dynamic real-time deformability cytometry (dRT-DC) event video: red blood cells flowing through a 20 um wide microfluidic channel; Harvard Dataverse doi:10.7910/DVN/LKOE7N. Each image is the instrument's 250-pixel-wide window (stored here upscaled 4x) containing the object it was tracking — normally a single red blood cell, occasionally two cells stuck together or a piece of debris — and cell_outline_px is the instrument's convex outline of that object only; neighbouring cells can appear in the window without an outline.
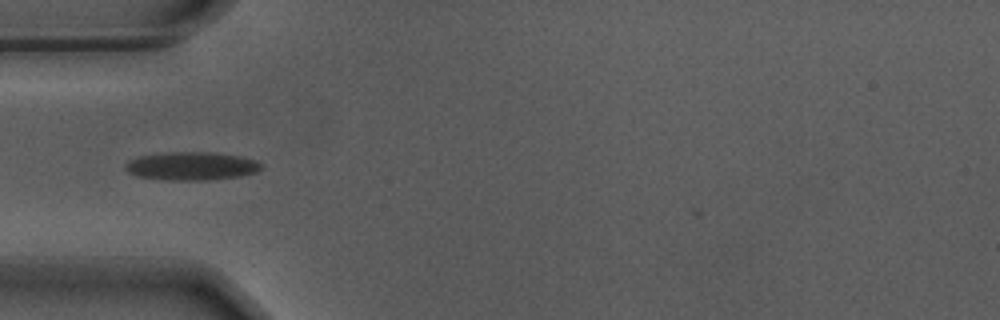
{"species": "Egyptian fruit bat (a non-hibernating species)", "species_latin": "Rousettus aegyptiacus", "temperature_condition": "warm", "stored_images_in_passage": 36, "camera_frame_rate_fps": 3000, "um_per_image_px": 0.085, "animal": {"sex": "male"}, "frame": {"image": 1, "passage_image": 1, "time_ms": 0.0, "image_size_px": [1000, 320], "cell_outline_px": [[264, 168], [256, 172], [240, 176], [204, 180], [164, 180], [136, 176], [128, 172], [124, 168], [124, 164], [128, 160], [140, 156], [168, 152], [212, 152], [240, 156], [256, 160], [264, 164]], "centroid_in_image_um": [16.28, 14.11], "position_along_channel_um": 68.7, "area_um2": 22.6}}
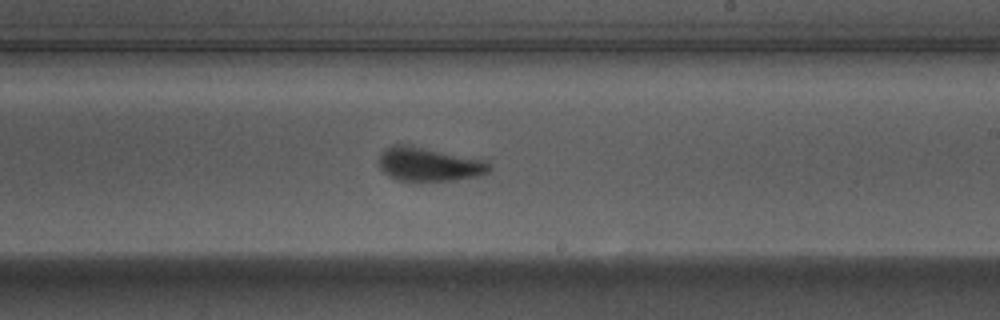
{"frame": {"image": 2, "passage_image": 16, "time_ms": 5.0, "image_size_px": [1000, 320], "cell_outline_px": [[492, 168], [488, 172], [480, 176], [452, 180], [412, 184], [396, 180], [388, 176], [380, 168], [380, 152], [384, 148], [392, 144], [408, 144], [484, 160], [492, 164]], "centroid_in_image_um": [36.43, 14.0], "position_along_channel_um": 252.6, "area_um2": 22.6}}
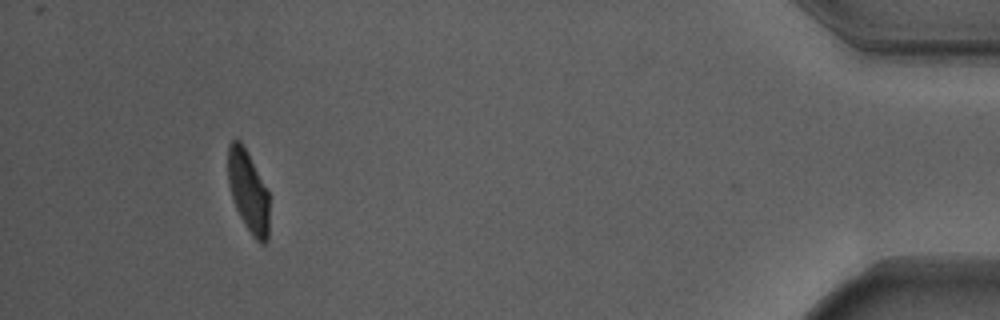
{"frame": {"image": 3, "passage_image": 35, "time_ms": 11.333, "image_size_px": [1000, 320], "cell_outline_px": [[268, 240], [264, 244], [260, 244], [252, 236], [244, 224], [236, 208], [228, 184], [228, 144], [232, 140], [240, 140], [248, 152], [268, 188]], "centroid_in_image_um": [21.11, 16.25], "position_along_channel_um": 414.1, "area_um2": 19.83}, "authors_computed_cell_mechanics": {"area_um2": 21.7906, "velocity_mm_per_s": 3.6737, "shape_relaxation_time_tau1_ms": 4.0124, "shape_relaxation_time_tau2_ms": 0.8301, "deformation_change_tau1": 0.1648, "deformation_change_tau2": 0.0597}}